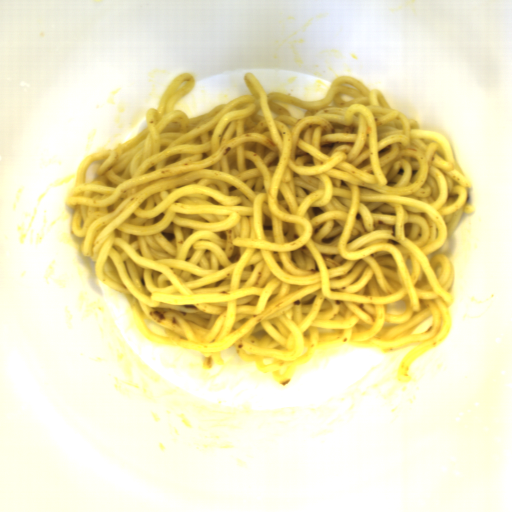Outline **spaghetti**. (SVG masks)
Instances as JSON below:
<instances>
[{
	"instance_id": "spaghetti-1",
	"label": "spaghetti",
	"mask_w": 512,
	"mask_h": 512,
	"mask_svg": "<svg viewBox=\"0 0 512 512\" xmlns=\"http://www.w3.org/2000/svg\"><path fill=\"white\" fill-rule=\"evenodd\" d=\"M243 80L251 94L188 118L175 106L196 79L179 75L143 131L79 162L65 206L83 257L148 341L200 352L204 370L234 347L282 386L317 350L420 343L396 372L411 382L452 325L455 270L428 255L476 209L448 138L355 78L317 101Z\"/></svg>"
}]
</instances>
